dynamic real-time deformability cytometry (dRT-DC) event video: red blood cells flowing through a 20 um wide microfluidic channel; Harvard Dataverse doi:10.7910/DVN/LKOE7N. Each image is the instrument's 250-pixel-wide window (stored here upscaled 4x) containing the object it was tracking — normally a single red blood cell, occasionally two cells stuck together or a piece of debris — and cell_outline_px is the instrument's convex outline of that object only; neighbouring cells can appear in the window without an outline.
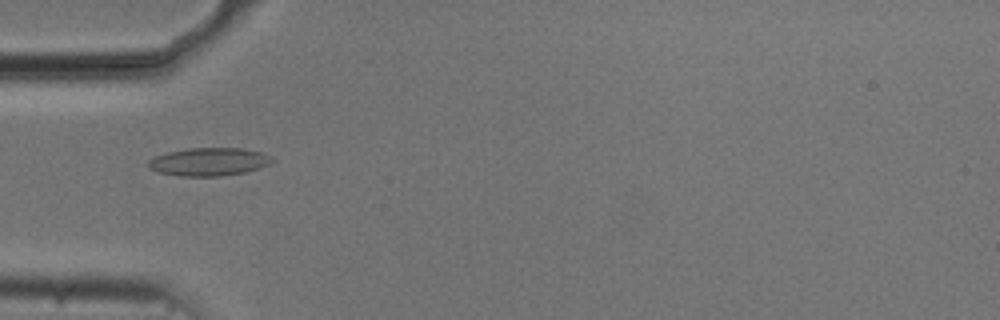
{"species": "common noctule bat (a hibernating species)", "species_latin": "Nyctalus noctula", "temperature_condition": "cold", "stored_images_in_passage": 54, "camera_frame_rate_fps": 3000, "um_per_image_px": 0.085, "animal": {"sex": "male", "body_mass_g": 20.5, "forearm_length_mm": 52.5}, "frame": {"image": 1, "passage_image": 17, "time_ms": 5.333, "image_size_px": [1000, 320], "cell_outline_px": [[276, 160], [260, 168], [244, 172], [220, 176], [180, 176], [160, 172], [148, 168], [148, 160], [156, 156], [168, 152], [188, 148], [244, 148], [260, 152], [272, 156]], "centroid_in_image_um": [17.78, 13.74], "position_along_channel_um": 67.2, "area_um2": 20.23}}
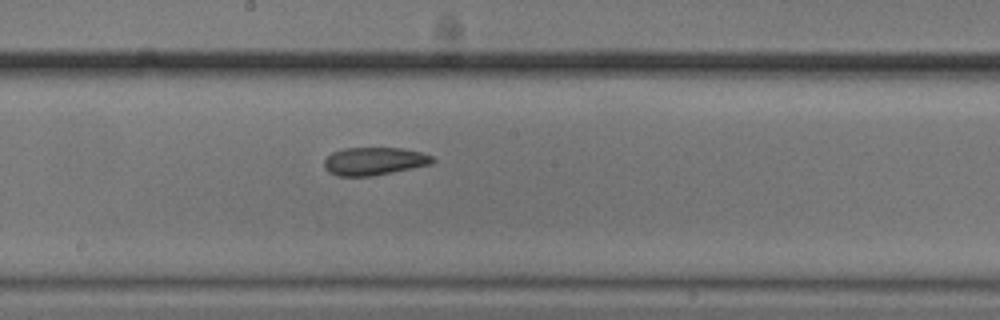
{"frame": {"image": 2, "passage_image": 29, "time_ms": 9.333, "image_size_px": [1000, 320], "cell_outline_px": [[436, 160], [432, 164], [372, 176], [336, 176], [328, 172], [324, 168], [324, 160], [332, 152], [344, 148], [400, 148], [420, 152], [432, 156]], "centroid_in_image_um": [31.78, 13.7], "position_along_channel_um": 216.4, "area_um2": 17.63}}
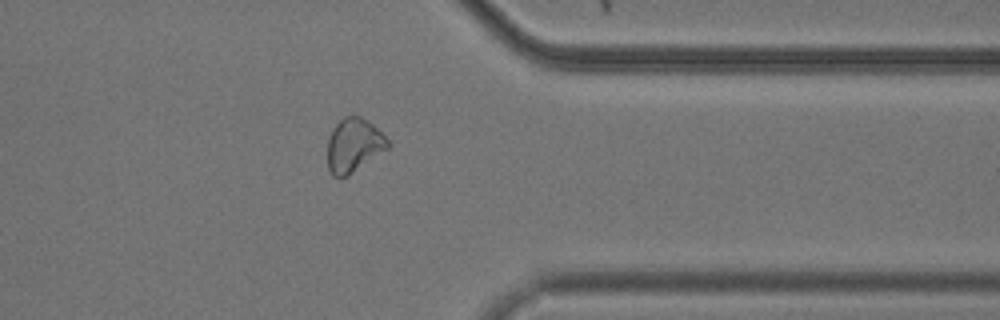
{"frame": {"image": 3, "passage_image": 43, "time_ms": 14.0, "image_size_px": [1000, 320], "cell_outline_px": [[388, 148], [340, 180], [332, 176], [328, 168], [328, 136], [332, 128], [344, 116], [360, 116], [372, 124], [388, 140]], "centroid_in_image_um": [30.02, 12.36], "position_along_channel_um": 381.4, "area_um2": 18.67}, "authors_computed_cell_mechanics": {"area_um2": 19.4786, "velocity_mm_per_s": 3.7123, "shape_relaxation_time_tau1_ms": 9.3946, "shape_relaxation_time_tau2_ms": 3.6571, "deformation_change_tau1": 0.1813, "deformation_change_tau2": 0.1096}}